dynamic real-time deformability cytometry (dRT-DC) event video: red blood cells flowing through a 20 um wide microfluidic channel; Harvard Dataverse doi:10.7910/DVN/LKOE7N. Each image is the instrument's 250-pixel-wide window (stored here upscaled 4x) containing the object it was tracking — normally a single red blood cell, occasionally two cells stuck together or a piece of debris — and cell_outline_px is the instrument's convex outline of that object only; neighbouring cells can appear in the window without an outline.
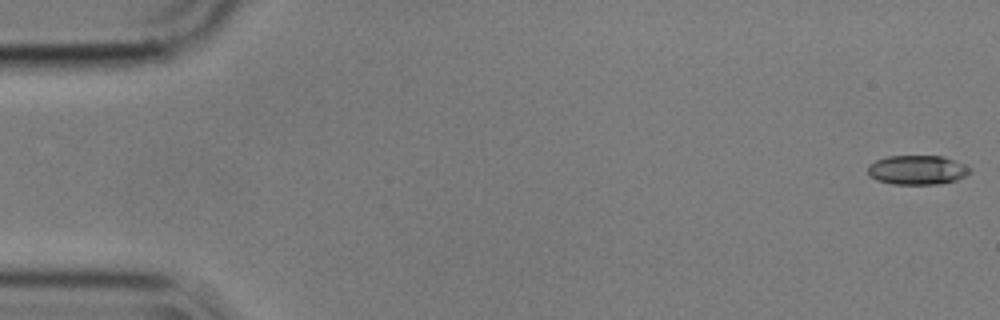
{"species": "common noctule bat (a hibernating species)", "species_latin": "Nyctalus noctula", "temperature_condition": "cold", "stored_images_in_passage": 57, "camera_frame_rate_fps": 3000, "um_per_image_px": 0.085, "animal": {"sex": "male", "body_mass_g": 17.9}, "frame": {"image": 1, "passage_image": 1, "time_ms": 0.0, "image_size_px": [1000, 320], "cell_outline_px": [[972, 172], [956, 180], [936, 184], [892, 184], [876, 180], [868, 176], [868, 164], [876, 160], [888, 156], [944, 156], [964, 164], [972, 168]], "centroid_in_image_um": [77.96, 14.44], "position_along_channel_um": 7.0, "area_um2": 17.57}}
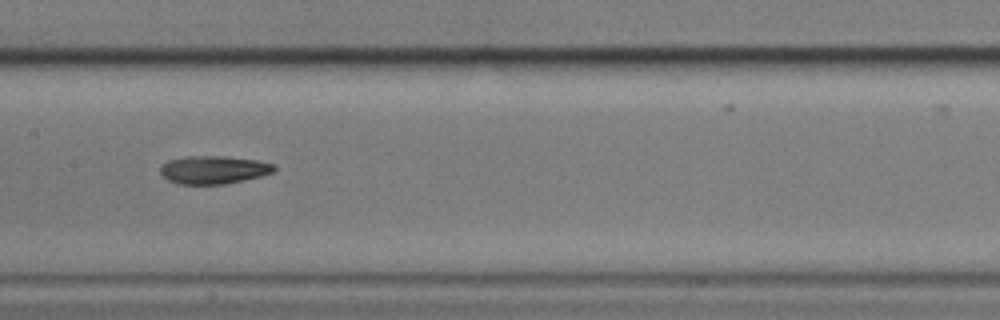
{"frame": {"image": 2, "passage_image": 28, "time_ms": 9.0, "image_size_px": [1000, 320], "cell_outline_px": [[276, 168], [272, 172], [260, 176], [244, 180], [224, 184], [180, 184], [168, 180], [160, 172], [160, 168], [168, 160], [184, 156], [224, 156], [256, 160], [276, 164]], "centroid_in_image_um": [18.16, 14.42], "position_along_channel_um": 189.2, "area_um2": 18.55}}
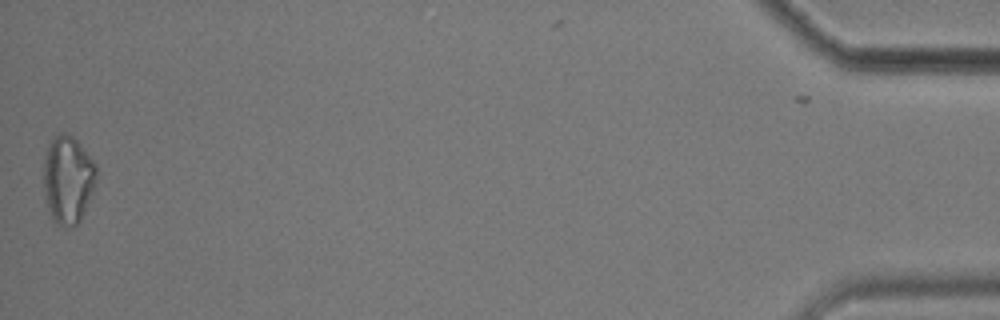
{"frame": {"image": 3, "passage_image": 56, "time_ms": 18.333, "image_size_px": [1000, 320], "cell_outline_px": [[96, 176], [92, 192], [84, 212], [80, 220], [76, 224], [64, 228], [52, 216], [44, 196], [44, 160], [48, 144], [60, 132], [64, 132], [72, 136], [76, 140], [96, 164]], "centroid_in_image_um": [5.76, 15.24], "position_along_channel_um": 429.4, "area_um2": 26.53}, "authors_computed_cell_mechanics": {"area_um2": 18.5538, "velocity_mm_per_s": 3.5655, "shape_relaxation_time_tau1_ms": 3.0585, "shape_relaxation_time_tau2_ms": 7.9583, "deformation_change_tau1": 0.1107, "deformation_change_tau2": 0.1968}}